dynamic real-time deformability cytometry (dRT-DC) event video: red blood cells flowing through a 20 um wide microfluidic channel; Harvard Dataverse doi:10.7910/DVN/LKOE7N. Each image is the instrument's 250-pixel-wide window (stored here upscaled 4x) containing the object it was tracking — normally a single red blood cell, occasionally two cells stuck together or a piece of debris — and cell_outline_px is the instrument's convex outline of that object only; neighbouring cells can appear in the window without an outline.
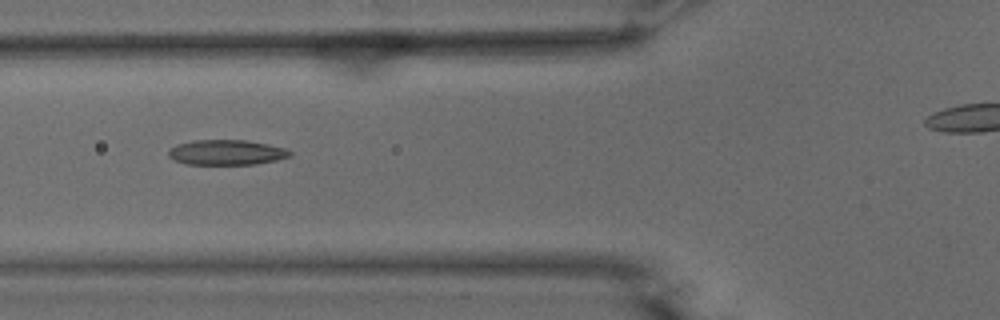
{"species": "common noctule bat (a hibernating species)", "species_latin": "Nyctalus noctula", "temperature_condition": "warm", "stored_images_in_passage": 41, "camera_frame_rate_fps": 3000, "um_per_image_px": 0.085, "animal": {"sex": "male", "body_mass_g": 15.6}, "frame": {"image": 1, "passage_image": 13, "time_ms": 4.0, "image_size_px": [1000, 320], "cell_outline_px": [[292, 156], [276, 160], [256, 164], [188, 164], [172, 160], [168, 156], [168, 148], [176, 144], [192, 140], [248, 140], [268, 144], [284, 148], [292, 152]], "centroid_in_image_um": [19.22, 12.95], "position_along_channel_um": 106.6, "area_um2": 17.98}}
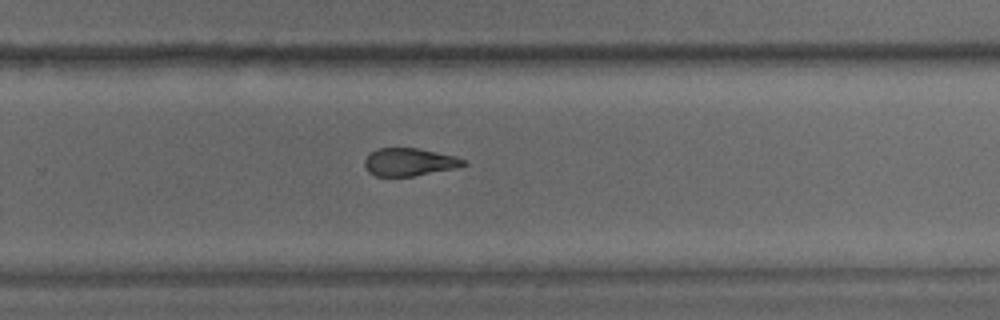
{"frame": {"image": 2, "passage_image": 28, "time_ms": 9.0, "image_size_px": [1000, 320], "cell_outline_px": [[468, 164], [456, 168], [412, 176], [376, 176], [368, 172], [364, 168], [364, 160], [376, 148], [420, 148], [456, 156], [464, 160]], "centroid_in_image_um": [34.79, 13.77], "position_along_channel_um": 295.0, "area_um2": 16.07}}
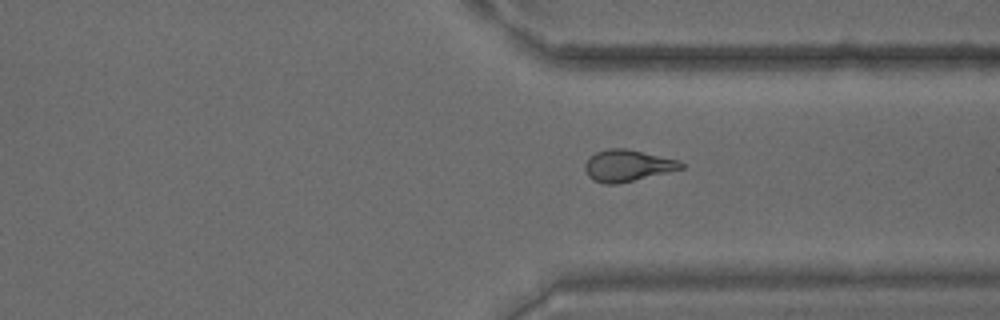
{"frame": {"image": 3, "passage_image": 33, "time_ms": 10.667, "image_size_px": [1000, 320], "cell_outline_px": [[684, 168], [616, 184], [604, 184], [592, 180], [588, 176], [584, 168], [584, 164], [596, 152], [608, 148], [624, 148], [680, 160], [684, 164]], "centroid_in_image_um": [53.32, 14.07], "position_along_channel_um": 358.1, "area_um2": 17.51}, "authors_computed_cell_mechanics": {"area_um2": 17.8024, "velocity_mm_per_s": 3.7671, "shape_relaxation_time_tau1_ms": 7.1909, "shape_relaxation_time_tau2_ms": 2.4124, "deformation_change_tau1": 0.1991, "deformation_change_tau2": 0.1024}}